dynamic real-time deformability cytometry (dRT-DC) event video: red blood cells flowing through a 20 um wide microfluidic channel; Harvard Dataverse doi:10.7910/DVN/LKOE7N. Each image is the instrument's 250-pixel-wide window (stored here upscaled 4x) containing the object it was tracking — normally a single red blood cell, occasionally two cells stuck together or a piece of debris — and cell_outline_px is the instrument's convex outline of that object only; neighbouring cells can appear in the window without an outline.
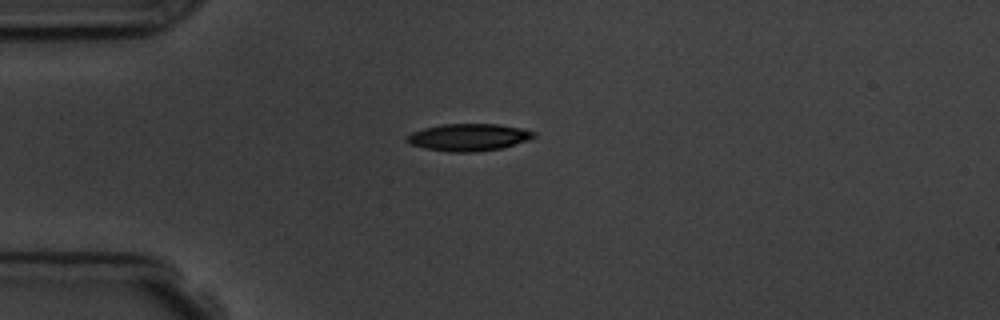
{"species": "common noctule bat (a hibernating species)", "species_latin": "Nyctalus noctula", "temperature_condition": "room temperature", "stored_images_in_passage": 6, "camera_frame_rate_fps": 3000, "um_per_image_px": 0.085, "animal": {"sex": "male", "body_mass_g": 19.5, "forearm_length_mm": 54.6}, "frame": {"image": 1, "passage_image": 1, "time_ms": 0.0, "image_size_px": [1000, 320], "cell_outline_px": [[536, 136], [528, 140], [500, 148], [476, 152], [452, 152], [424, 148], [412, 144], [404, 140], [412, 132], [424, 128], [444, 124], [500, 124], [524, 128], [536, 132]], "centroid_in_image_um": [39.86, 11.66], "position_along_channel_um": 45.1, "area_um2": 20.06}}
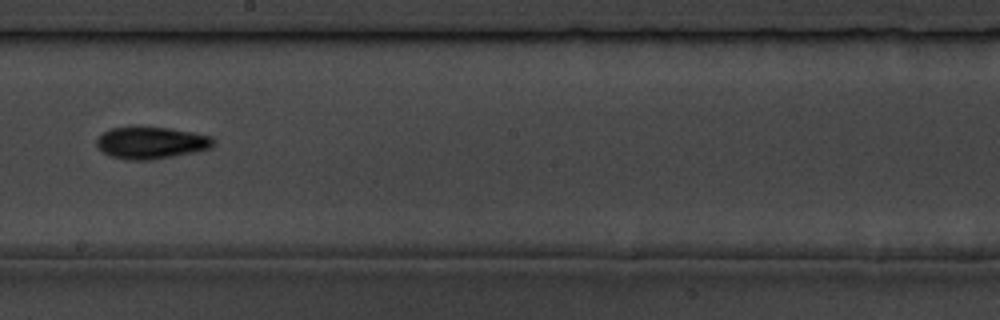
{"frame": {"image": 2, "passage_image": 6, "time_ms": 5.667, "image_size_px": [1000, 320], "cell_outline_px": [[216, 140], [212, 148], [152, 160], [124, 160], [108, 156], [96, 144], [96, 140], [104, 132], [112, 128], [168, 128], [192, 132], [212, 136]], "centroid_in_image_um": [12.87, 12.16], "position_along_channel_um": 235.3, "area_um2": 21.5}}